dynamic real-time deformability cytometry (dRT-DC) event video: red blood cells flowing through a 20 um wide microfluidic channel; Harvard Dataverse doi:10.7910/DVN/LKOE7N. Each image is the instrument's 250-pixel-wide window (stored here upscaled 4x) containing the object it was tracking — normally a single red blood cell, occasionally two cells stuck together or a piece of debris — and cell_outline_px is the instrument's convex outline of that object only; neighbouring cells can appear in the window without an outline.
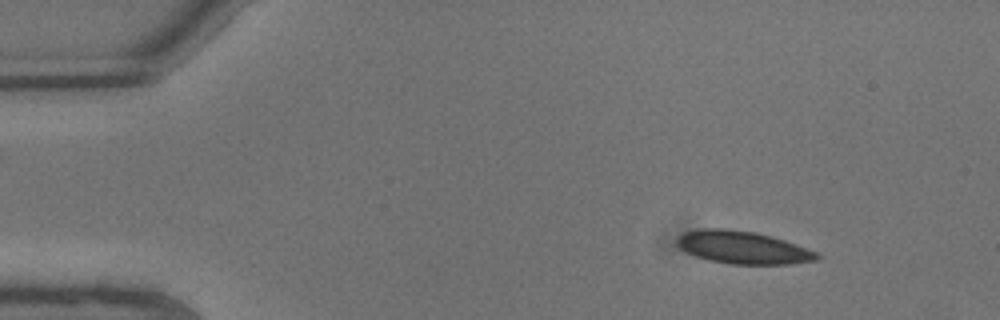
{"species": "common noctule bat (a hibernating species)", "species_latin": "Nyctalus noctula", "temperature_condition": "warm", "stored_images_in_passage": 8, "camera_frame_rate_fps": 3000, "um_per_image_px": 0.085, "animal": {"sex": "male", "body_mass_g": 13.3}, "frame": {"image": 1, "passage_image": 2, "time_ms": 0.333, "image_size_px": [1000, 320], "cell_outline_px": [[820, 256], [816, 260], [788, 264], [732, 264], [708, 260], [696, 256], [680, 248], [676, 244], [676, 236], [684, 232], [700, 228], [728, 228], [756, 232], [772, 236], [796, 244], [816, 252]], "centroid_in_image_um": [63.09, 21.02], "position_along_channel_um": 21.9, "area_um2": 26.7}}
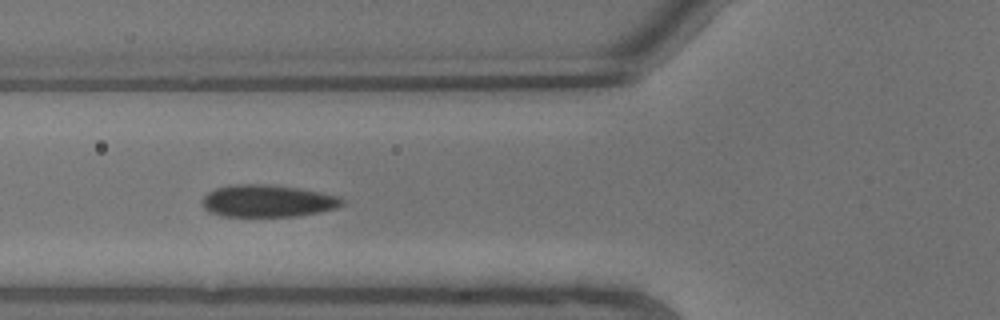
{"frame": {"image": 2, "passage_image": 7, "time_ms": 2.0, "image_size_px": [1000, 320], "cell_outline_px": [[344, 204], [336, 208], [296, 216], [220, 216], [208, 212], [204, 208], [200, 200], [208, 192], [216, 188], [232, 184], [268, 184], [296, 188], [320, 192], [340, 196], [344, 200]], "centroid_in_image_um": [22.7, 17.08], "position_along_channel_um": 103.1, "area_um2": 26.3}}
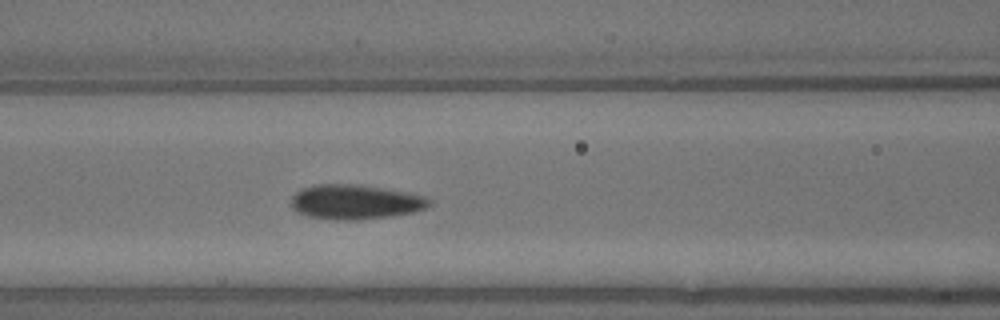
{"frame": {"image": 3, "passage_image": 8, "time_ms": 2.333, "image_size_px": [1000, 320], "cell_outline_px": [[432, 204], [424, 208], [412, 212], [392, 216], [360, 220], [336, 220], [308, 216], [292, 208], [292, 196], [296, 192], [304, 188], [316, 184], [356, 184], [428, 196], [432, 200]], "centroid_in_image_um": [30.22, 17.17], "position_along_channel_um": 136.4, "area_um2": 27.74}}